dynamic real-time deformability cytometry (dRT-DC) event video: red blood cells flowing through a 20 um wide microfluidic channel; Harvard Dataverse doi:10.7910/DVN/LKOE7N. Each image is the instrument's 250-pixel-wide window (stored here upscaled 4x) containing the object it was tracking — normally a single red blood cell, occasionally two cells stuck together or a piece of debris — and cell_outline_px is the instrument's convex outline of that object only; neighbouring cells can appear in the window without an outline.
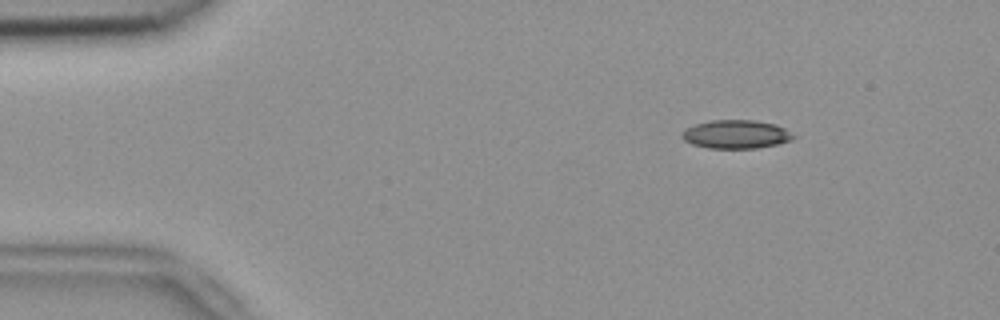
{"species": "common noctule bat (a hibernating species)", "species_latin": "Nyctalus noctula", "temperature_condition": "room temperature", "stored_images_in_passage": 51, "camera_frame_rate_fps": 3000, "um_per_image_px": 0.085, "animal": {"sex": "female", "body_mass_g": 18.4}, "frame": {"image": 1, "passage_image": 5, "time_ms": 1.333, "image_size_px": [1000, 320], "cell_outline_px": [[796, 136], [792, 140], [776, 144], [756, 148], [708, 148], [692, 144], [684, 140], [680, 136], [684, 128], [696, 124], [712, 120], [752, 120], [776, 124], [784, 128]], "centroid_in_image_um": [62.54, 11.41], "position_along_channel_um": 22.5, "area_um2": 18.5}}
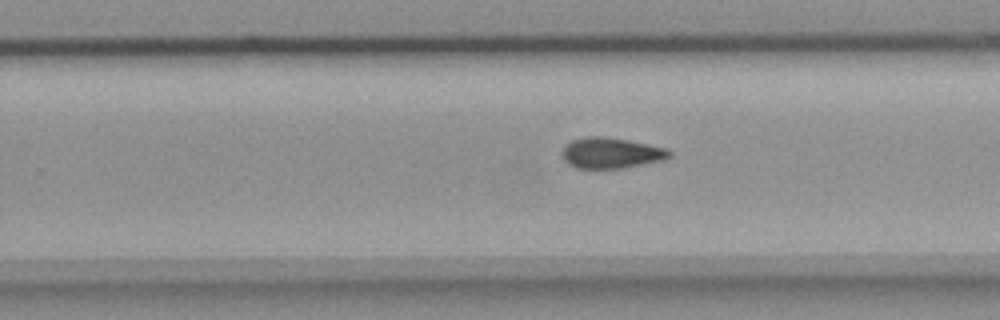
{"frame": {"image": 2, "passage_image": 31, "time_ms": 10.0, "image_size_px": [1000, 320], "cell_outline_px": [[672, 156], [664, 160], [624, 168], [576, 168], [568, 164], [564, 160], [560, 152], [564, 144], [572, 140], [588, 136], [600, 136], [628, 140], [668, 148], [672, 152]], "centroid_in_image_um": [51.93, 13.0], "position_along_channel_um": 277.9, "area_um2": 19.48}}
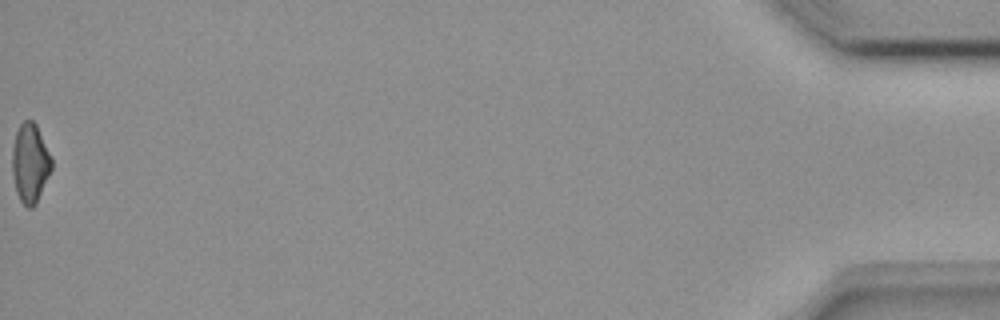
{"frame": {"image": 3, "passage_image": 51, "time_ms": 16.667, "image_size_px": [1000, 320], "cell_outline_px": [[52, 168], [36, 204], [32, 208], [28, 208], [20, 200], [16, 192], [12, 172], [12, 148], [16, 132], [20, 124], [24, 120], [32, 120], [36, 124], [52, 156]], "centroid_in_image_um": [2.56, 13.85], "position_along_channel_um": 432.6, "area_um2": 18.26}, "authors_computed_cell_mechanics": {"area_um2": 18.8428, "velocity_mm_per_s": 3.8398, "shape_relaxation_time_tau1_ms": null, "shape_relaxation_time_tau2_ms": 6.216, "deformation_change_tau1": null, "deformation_change_tau2": 0.1394}}